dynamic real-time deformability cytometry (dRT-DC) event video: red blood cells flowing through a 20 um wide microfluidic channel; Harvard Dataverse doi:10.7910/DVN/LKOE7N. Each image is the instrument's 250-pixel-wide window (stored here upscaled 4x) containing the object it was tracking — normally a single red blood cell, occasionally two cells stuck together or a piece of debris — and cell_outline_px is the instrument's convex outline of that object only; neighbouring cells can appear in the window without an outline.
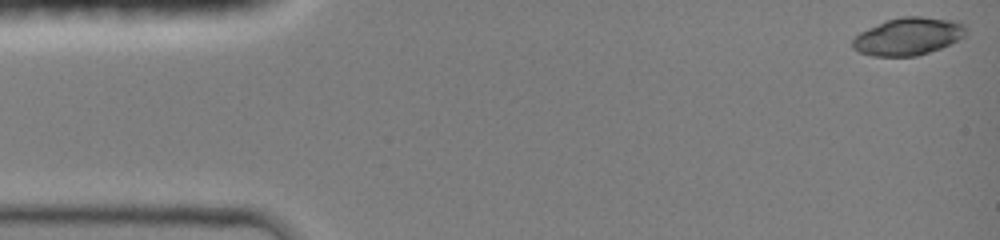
{"species": "common noctule bat (a hibernating species)", "species_latin": "Nyctalus noctula", "temperature_condition": "room temperature", "stored_images_in_passage": 43, "camera_frame_rate_fps": 3000, "um_per_image_px": 0.085, "animal": {"sex": "female", "body_mass_g": 19.0, "forearm_length_mm": 51.5}, "frame": {"image": 1, "passage_image": 1, "time_ms": 0.0, "image_size_px": [1000, 240], "cell_outline_px": [[968, 32], [964, 36], [940, 48], [916, 56], [872, 56], [860, 52], [852, 48], [852, 40], [860, 32], [868, 28], [888, 20], [900, 16], [920, 16], [956, 20], [964, 24]], "centroid_in_image_um": [77.2, 3.08], "position_along_channel_um": 7.8, "area_um2": 24.74}}
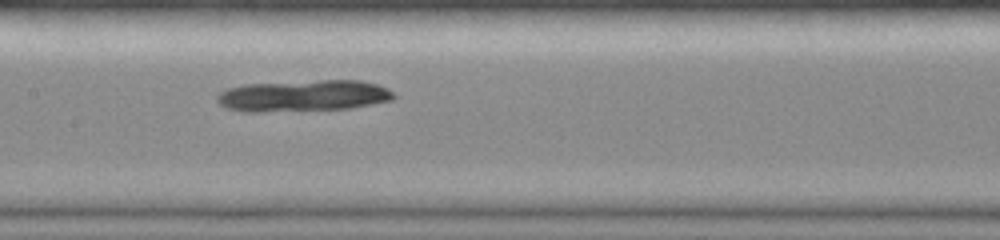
{"frame": {"image": 2, "passage_image": 22, "time_ms": 7.0, "image_size_px": [1000, 240], "cell_outline_px": [[396, 96], [392, 100], [348, 108], [256, 112], [244, 112], [228, 108], [220, 104], [216, 100], [216, 96], [220, 92], [228, 88], [244, 84], [320, 80], [360, 80], [376, 84], [388, 88]], "centroid_in_image_um": [25.76, 8.13], "position_along_channel_um": 181.6, "area_um2": 32.25}}
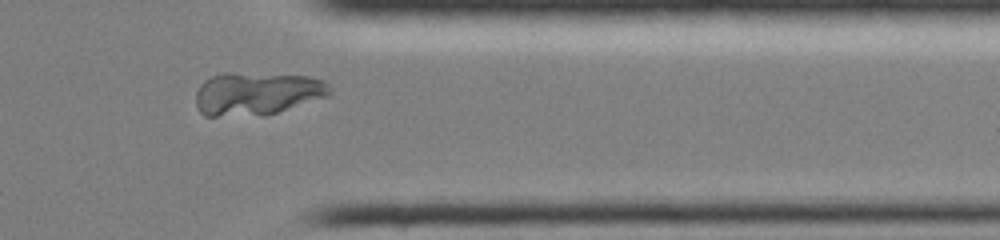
{"frame": {"image": 3, "passage_image": 37, "time_ms": 12.0, "image_size_px": [1000, 240], "cell_outline_px": [[332, 92], [328, 96], [264, 116], [204, 116], [200, 112], [196, 104], [196, 92], [200, 84], [204, 80], [212, 76], [224, 72], [232, 72], [308, 76], [324, 80], [332, 88]], "centroid_in_image_um": [21.82, 7.95], "position_along_channel_um": 389.6, "area_um2": 33.93}}